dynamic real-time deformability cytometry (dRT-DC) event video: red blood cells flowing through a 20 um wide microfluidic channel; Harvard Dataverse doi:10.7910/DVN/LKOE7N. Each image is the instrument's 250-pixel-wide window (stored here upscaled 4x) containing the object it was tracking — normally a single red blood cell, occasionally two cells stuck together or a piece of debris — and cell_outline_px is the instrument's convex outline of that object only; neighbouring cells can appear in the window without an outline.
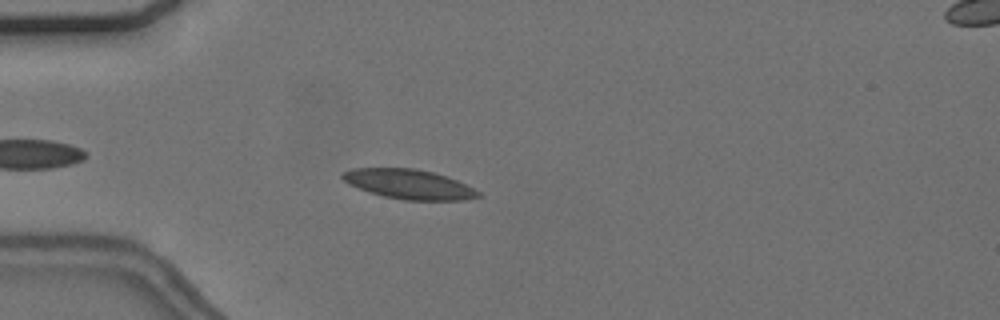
{"species": "common noctule bat (a hibernating species)", "species_latin": "Nyctalus noctula", "temperature_condition": "cold", "stored_images_in_passage": 11, "camera_frame_rate_fps": 3000, "um_per_image_px": 0.085, "animal": {"sex": "female", "body_mass_g": 24.6, "forearm_length_mm": 56.2}, "frame": {"image": 1, "passage_image": 6, "time_ms": 1.667, "image_size_px": [1000, 320], "cell_outline_px": [[484, 196], [464, 200], [404, 200], [384, 196], [368, 192], [348, 184], [340, 176], [340, 172], [352, 168], [416, 168], [448, 176], [480, 192]], "centroid_in_image_um": [34.73, 15.65], "position_along_channel_um": 50.3, "area_um2": 23.58}}